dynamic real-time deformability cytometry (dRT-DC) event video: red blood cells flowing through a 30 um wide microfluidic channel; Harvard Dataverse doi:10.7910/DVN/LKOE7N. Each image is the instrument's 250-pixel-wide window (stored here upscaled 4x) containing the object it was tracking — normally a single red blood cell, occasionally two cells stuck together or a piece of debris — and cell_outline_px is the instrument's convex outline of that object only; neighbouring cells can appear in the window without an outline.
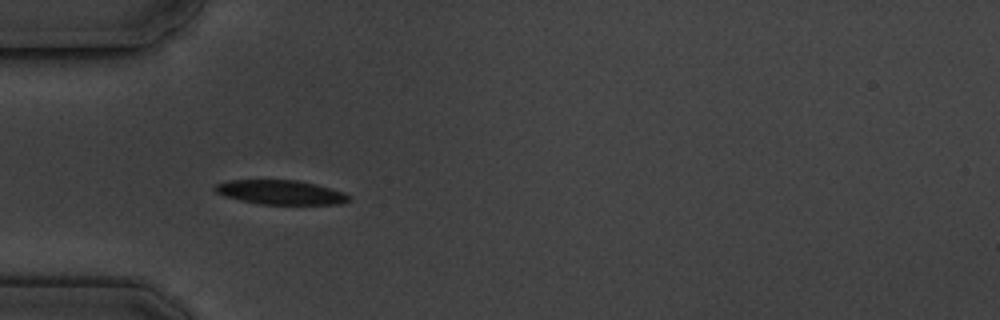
{"species": "common noctule bat (a hibernating species)", "species_latin": "Nyctalus noctula", "temperature_condition": "cold", "stored_images_in_passage": 5, "camera_frame_rate_fps": 3000, "um_per_image_px": 0.085, "animal": {"sex": "male", "body_mass_g": 19.5, "forearm_length_mm": 54.6}, "frame": {"image": 1, "passage_image": 4, "time_ms": 3.667, "image_size_px": [1000, 320], "cell_outline_px": [[352, 200], [344, 204], [260, 204], [240, 200], [224, 196], [216, 192], [212, 188], [216, 184], [228, 180], [296, 180], [316, 184], [344, 192]], "centroid_in_image_um": [23.85, 16.35], "position_along_channel_um": 61.2, "area_um2": 19.02}}